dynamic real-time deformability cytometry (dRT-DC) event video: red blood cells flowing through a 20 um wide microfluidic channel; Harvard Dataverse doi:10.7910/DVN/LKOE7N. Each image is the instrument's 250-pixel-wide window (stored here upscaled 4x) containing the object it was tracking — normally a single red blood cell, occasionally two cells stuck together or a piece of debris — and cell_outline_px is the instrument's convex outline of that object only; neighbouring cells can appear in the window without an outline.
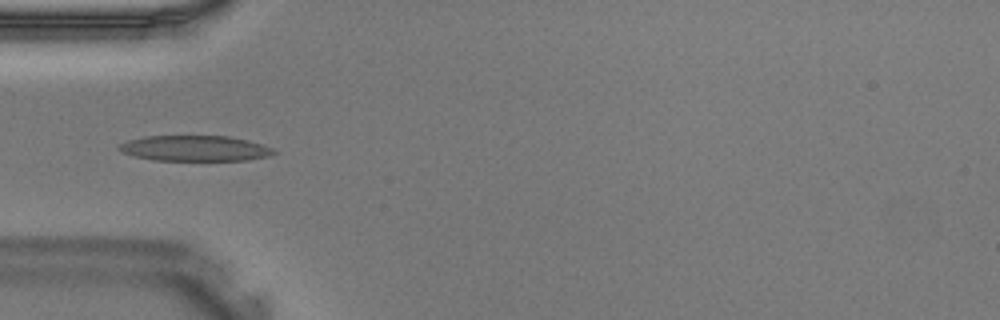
{"species": "Egyptian fruit bat (a non-hibernating species)", "species_latin": "Rousettus aegyptiacus", "temperature_condition": "warm", "stored_images_in_passage": 27, "camera_frame_rate_fps": 3000, "um_per_image_px": 0.085, "animal": {"sex": "male"}, "frame": {"image": 1, "passage_image": 1, "time_ms": 0.0, "image_size_px": [1000, 320], "cell_outline_px": [[276, 152], [268, 156], [248, 160], [152, 160], [132, 156], [116, 148], [120, 144], [128, 140], [144, 136], [228, 136], [248, 140], [272, 148]], "centroid_in_image_um": [16.53, 12.61], "position_along_channel_um": 68.5, "area_um2": 22.95}}
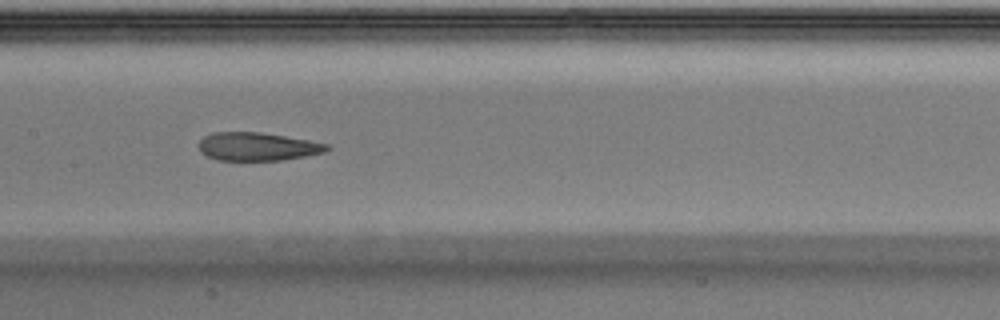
{"frame": {"image": 2, "passage_image": 8, "time_ms": 2.333, "image_size_px": [1000, 320], "cell_outline_px": [[332, 148], [324, 152], [284, 160], [216, 160], [200, 152], [200, 140], [204, 136], [212, 132], [260, 132], [308, 140], [328, 144]], "centroid_in_image_um": [21.88, 12.46], "position_along_channel_um": 185.5, "area_um2": 20.98}}